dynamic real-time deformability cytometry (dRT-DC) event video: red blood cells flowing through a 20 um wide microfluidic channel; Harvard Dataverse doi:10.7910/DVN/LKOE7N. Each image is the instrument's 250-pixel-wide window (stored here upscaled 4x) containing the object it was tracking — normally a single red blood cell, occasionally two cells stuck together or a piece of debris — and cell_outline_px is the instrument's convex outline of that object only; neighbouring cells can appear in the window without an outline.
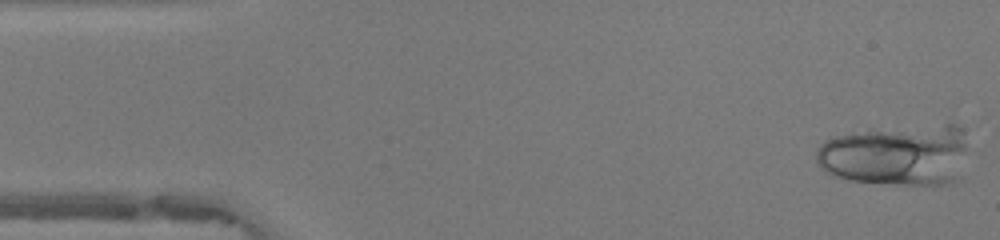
{"species": "human", "species_latin": "Homo sapiens", "temperature_condition": "warm", "stored_images_in_passage": 39, "camera_frame_rate_fps": 3000, "um_per_image_px": 0.085, "donor": {"sex": "female"}, "frame": {"image": 1, "passage_image": 1, "time_ms": 0.0, "image_size_px": [1000, 240], "cell_outline_px": [[964, 148], [960, 180], [948, 184], [900, 184], [852, 180], [836, 176], [824, 172], [820, 168], [816, 160], [816, 152], [820, 144], [824, 140], [832, 136], [868, 128], [952, 116], [960, 128], [964, 144]], "centroid_in_image_um": [76.24, 13.03], "position_along_channel_um": 8.8, "area_um2": 57.05}}
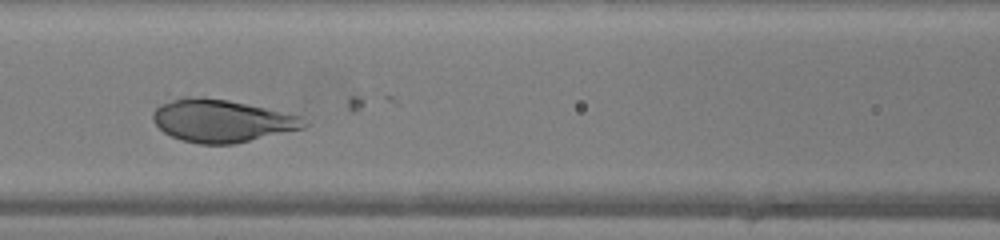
{"frame": {"image": 2, "passage_image": 20, "time_ms": 6.333, "image_size_px": [1000, 240], "cell_outline_px": [[312, 124], [304, 128], [232, 144], [200, 144], [180, 140], [164, 132], [152, 120], [152, 112], [160, 104], [180, 96], [204, 96], [228, 100], [300, 116]], "centroid_in_image_um": [18.81, 10.25], "position_along_channel_um": 147.8, "area_um2": 37.57}}
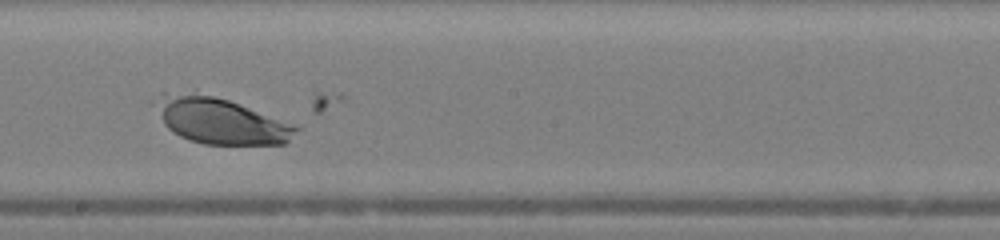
{"frame": {"image": 3, "passage_image": 26, "time_ms": 8.333, "image_size_px": [1000, 240], "cell_outline_px": [[300, 128], [284, 144], [204, 144], [180, 136], [172, 132], [164, 124], [160, 92], [164, 92], [212, 96], [228, 100]], "centroid_in_image_um": [18.79, 10.31], "position_along_channel_um": 229.4, "area_um2": 35.6}}